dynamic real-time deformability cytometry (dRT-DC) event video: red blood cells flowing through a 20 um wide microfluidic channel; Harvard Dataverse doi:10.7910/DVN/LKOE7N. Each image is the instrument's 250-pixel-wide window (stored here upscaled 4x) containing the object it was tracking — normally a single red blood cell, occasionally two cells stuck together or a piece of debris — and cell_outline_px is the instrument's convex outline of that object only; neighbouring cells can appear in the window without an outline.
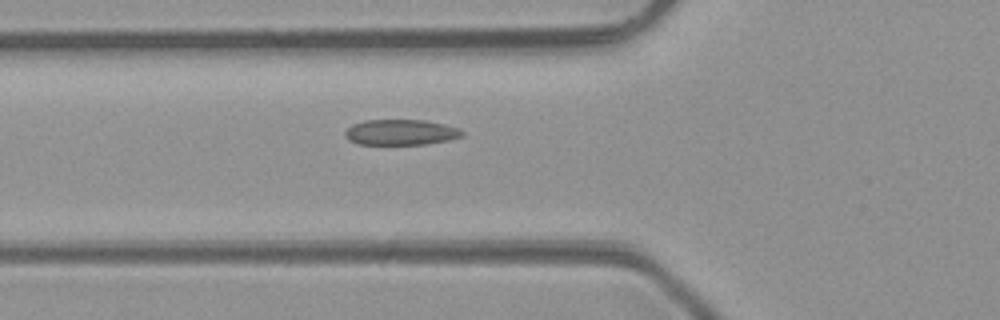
{"species": "common noctule bat (a hibernating species)", "species_latin": "Nyctalus noctula", "temperature_condition": "room temperature", "stored_images_in_passage": 5, "camera_frame_rate_fps": 3000, "um_per_image_px": 0.085, "animal": {"sex": "male", "body_mass_g": 23.1, "forearm_length_mm": 52.7}, "frame": {"image": 1, "passage_image": 5, "time_ms": 5.333, "image_size_px": [1000, 320], "cell_outline_px": [[464, 136], [448, 140], [424, 144], [356, 144], [348, 140], [344, 136], [344, 132], [352, 124], [364, 120], [424, 120], [444, 124], [456, 128], [464, 132]], "centroid_in_image_um": [34.02, 11.24], "position_along_channel_um": 91.8, "area_um2": 17.46}}